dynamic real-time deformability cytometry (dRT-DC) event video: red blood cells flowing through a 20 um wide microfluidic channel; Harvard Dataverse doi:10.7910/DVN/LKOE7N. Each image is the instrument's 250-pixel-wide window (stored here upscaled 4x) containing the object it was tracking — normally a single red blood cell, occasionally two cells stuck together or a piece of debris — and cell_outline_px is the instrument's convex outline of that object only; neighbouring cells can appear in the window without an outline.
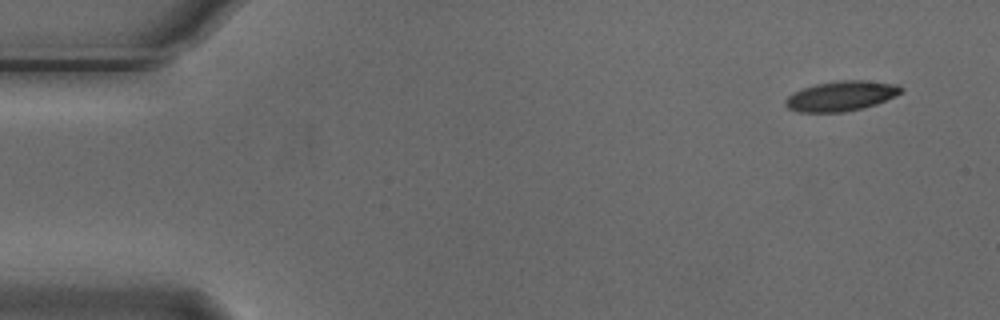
{"species": "Egyptian fruit bat (a non-hibernating species)", "species_latin": "Rousettus aegyptiacus", "temperature_condition": "cold", "stored_images_in_passage": 4, "camera_frame_rate_fps": 3000, "um_per_image_px": 0.085, "animal": {"sex": "male"}, "frame": {"image": 1, "passage_image": 1, "time_ms": 0.0, "image_size_px": [1000, 320], "cell_outline_px": [[904, 92], [896, 96], [876, 104], [844, 112], [796, 112], [788, 108], [784, 104], [784, 100], [792, 92], [800, 88], [816, 84], [840, 80], [864, 80], [900, 84], [904, 88]], "centroid_in_image_um": [71.5, 8.15], "position_along_channel_um": 13.5, "area_um2": 20.52}}
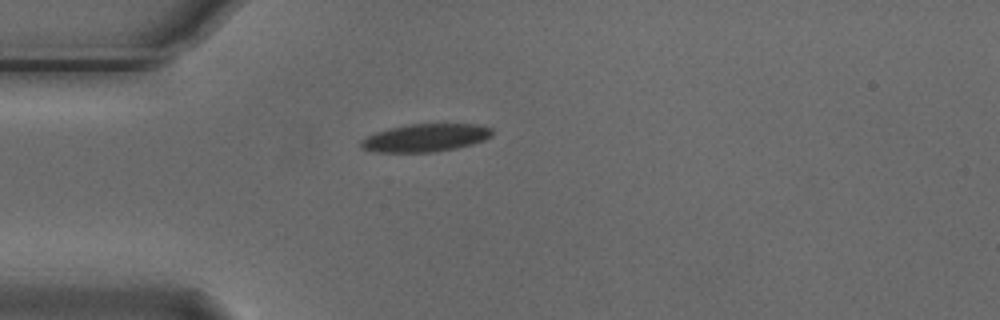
{"frame": {"image": 2, "passage_image": 4, "time_ms": 1.0, "image_size_px": [1000, 320], "cell_outline_px": [[492, 136], [484, 140], [472, 144], [456, 148], [432, 152], [376, 152], [360, 148], [360, 140], [376, 132], [388, 128], [408, 124], [476, 124], [492, 128]], "centroid_in_image_um": [36.14, 11.71], "position_along_channel_um": 48.9, "area_um2": 21.33}}